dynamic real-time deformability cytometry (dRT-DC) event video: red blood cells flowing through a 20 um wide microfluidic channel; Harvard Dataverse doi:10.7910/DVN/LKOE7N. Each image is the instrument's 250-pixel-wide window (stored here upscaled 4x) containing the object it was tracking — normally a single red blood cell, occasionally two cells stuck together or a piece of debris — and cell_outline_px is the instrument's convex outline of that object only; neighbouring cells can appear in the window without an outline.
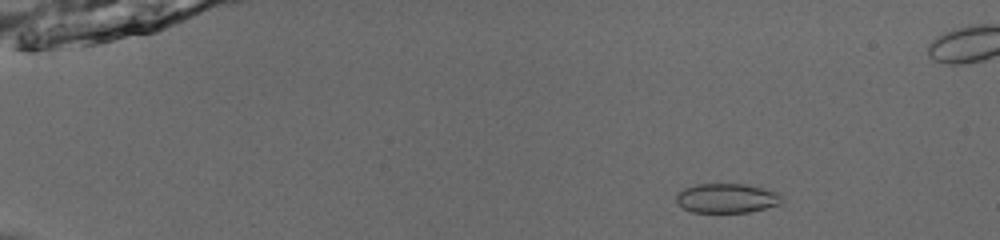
{"species": "common noctule bat (a hibernating species)", "species_latin": "Nyctalus noctula", "temperature_condition": "room temperature", "stored_images_in_passage": 53, "camera_frame_rate_fps": 3000, "um_per_image_px": 0.085, "animal": {"sex": "male", "body_mass_g": 13.0, "forearm_length_mm": 53.1}, "frame": {"image": 1, "passage_image": 9, "time_ms": 2.667, "image_size_px": [1000, 240], "cell_outline_px": [[780, 204], [748, 212], [692, 212], [684, 208], [676, 200], [676, 196], [684, 188], [696, 184], [748, 184], [776, 192], [780, 196]], "centroid_in_image_um": [61.75, 16.84], "position_along_channel_um": 23.3, "area_um2": 17.8}}
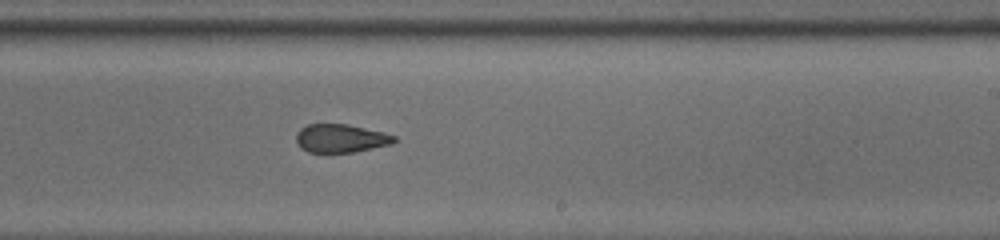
{"frame": {"image": 2, "passage_image": 35, "time_ms": 11.333, "image_size_px": [1000, 240], "cell_outline_px": [[396, 140], [392, 144], [352, 152], [308, 152], [300, 148], [296, 140], [296, 132], [300, 128], [308, 124], [348, 124], [384, 132], [396, 136]], "centroid_in_image_um": [28.95, 11.75], "position_along_channel_um": 260.0, "area_um2": 16.24}}
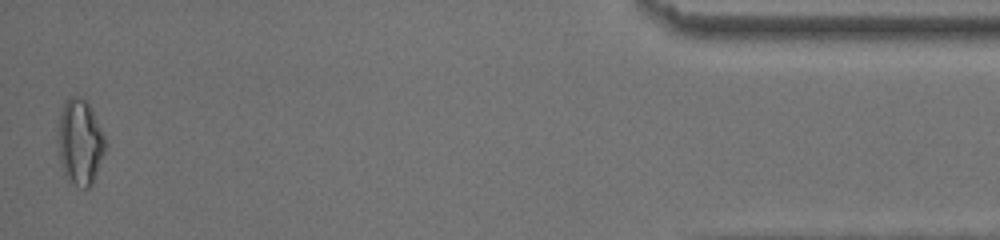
{"frame": {"image": 3, "passage_image": 53, "time_ms": 17.333, "image_size_px": [1000, 240], "cell_outline_px": [[108, 144], [92, 184], [88, 188], [84, 188], [68, 180], [60, 164], [56, 132], [60, 112], [68, 96], [80, 96], [88, 104]], "centroid_in_image_um": [6.77, 12.07], "position_along_channel_um": 428.4, "area_um2": 23.7}, "authors_computed_cell_mechanics": {"area_um2": 18.0914, "velocity_mm_per_s": 3.9397, "shape_relaxation_time_tau1_ms": null, "shape_relaxation_time_tau2_ms": 1.6019, "deformation_change_tau1": null, "deformation_change_tau2": 0.0573}}